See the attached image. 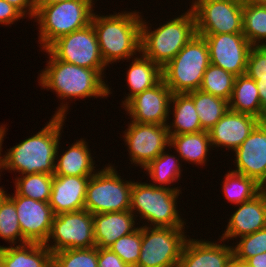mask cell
Masks as SVG:
<instances>
[{
    "label": "cell",
    "mask_w": 266,
    "mask_h": 267,
    "mask_svg": "<svg viewBox=\"0 0 266 267\" xmlns=\"http://www.w3.org/2000/svg\"><path fill=\"white\" fill-rule=\"evenodd\" d=\"M43 51L48 54L49 60L37 77L38 83L43 89L56 92V96L65 103L62 101L53 116L66 117L69 111L67 99L107 98L112 94V88L98 71L57 60L47 49Z\"/></svg>",
    "instance_id": "1"
},
{
    "label": "cell",
    "mask_w": 266,
    "mask_h": 267,
    "mask_svg": "<svg viewBox=\"0 0 266 267\" xmlns=\"http://www.w3.org/2000/svg\"><path fill=\"white\" fill-rule=\"evenodd\" d=\"M66 117L52 116L49 122L33 136L24 139L3 155V169L19 172L20 175L55 172L61 130Z\"/></svg>",
    "instance_id": "2"
},
{
    "label": "cell",
    "mask_w": 266,
    "mask_h": 267,
    "mask_svg": "<svg viewBox=\"0 0 266 267\" xmlns=\"http://www.w3.org/2000/svg\"><path fill=\"white\" fill-rule=\"evenodd\" d=\"M139 14L141 12L137 10L106 16L93 12L91 23L107 66L117 61L130 60L140 53L142 14Z\"/></svg>",
    "instance_id": "3"
},
{
    "label": "cell",
    "mask_w": 266,
    "mask_h": 267,
    "mask_svg": "<svg viewBox=\"0 0 266 267\" xmlns=\"http://www.w3.org/2000/svg\"><path fill=\"white\" fill-rule=\"evenodd\" d=\"M151 29L142 17L140 52L163 68L196 34L195 16L189 8L154 31Z\"/></svg>",
    "instance_id": "4"
},
{
    "label": "cell",
    "mask_w": 266,
    "mask_h": 267,
    "mask_svg": "<svg viewBox=\"0 0 266 267\" xmlns=\"http://www.w3.org/2000/svg\"><path fill=\"white\" fill-rule=\"evenodd\" d=\"M181 191L133 181L130 211L145 219L147 227L185 228L186 222L177 210ZM139 214V215H137ZM150 222V224H149ZM149 225V226H148Z\"/></svg>",
    "instance_id": "5"
},
{
    "label": "cell",
    "mask_w": 266,
    "mask_h": 267,
    "mask_svg": "<svg viewBox=\"0 0 266 267\" xmlns=\"http://www.w3.org/2000/svg\"><path fill=\"white\" fill-rule=\"evenodd\" d=\"M94 3L93 0H67L39 7L34 20L39 24L41 49H46L57 38L89 25Z\"/></svg>",
    "instance_id": "6"
},
{
    "label": "cell",
    "mask_w": 266,
    "mask_h": 267,
    "mask_svg": "<svg viewBox=\"0 0 266 267\" xmlns=\"http://www.w3.org/2000/svg\"><path fill=\"white\" fill-rule=\"evenodd\" d=\"M210 64L208 45L203 36L195 34L162 68L163 80L172 94L199 90Z\"/></svg>",
    "instance_id": "7"
},
{
    "label": "cell",
    "mask_w": 266,
    "mask_h": 267,
    "mask_svg": "<svg viewBox=\"0 0 266 267\" xmlns=\"http://www.w3.org/2000/svg\"><path fill=\"white\" fill-rule=\"evenodd\" d=\"M90 176L85 196V209L96 213L130 210L133 181L118 174L111 163Z\"/></svg>",
    "instance_id": "8"
},
{
    "label": "cell",
    "mask_w": 266,
    "mask_h": 267,
    "mask_svg": "<svg viewBox=\"0 0 266 267\" xmlns=\"http://www.w3.org/2000/svg\"><path fill=\"white\" fill-rule=\"evenodd\" d=\"M185 231V228L142 225V244L136 267H178L184 244L189 238Z\"/></svg>",
    "instance_id": "9"
},
{
    "label": "cell",
    "mask_w": 266,
    "mask_h": 267,
    "mask_svg": "<svg viewBox=\"0 0 266 267\" xmlns=\"http://www.w3.org/2000/svg\"><path fill=\"white\" fill-rule=\"evenodd\" d=\"M244 0H192L196 34L217 35L243 32Z\"/></svg>",
    "instance_id": "10"
},
{
    "label": "cell",
    "mask_w": 266,
    "mask_h": 267,
    "mask_svg": "<svg viewBox=\"0 0 266 267\" xmlns=\"http://www.w3.org/2000/svg\"><path fill=\"white\" fill-rule=\"evenodd\" d=\"M57 60L98 71L104 78L107 65L102 59L95 29L86 27L63 35L46 48Z\"/></svg>",
    "instance_id": "11"
},
{
    "label": "cell",
    "mask_w": 266,
    "mask_h": 267,
    "mask_svg": "<svg viewBox=\"0 0 266 267\" xmlns=\"http://www.w3.org/2000/svg\"><path fill=\"white\" fill-rule=\"evenodd\" d=\"M44 245L52 253L96 247L93 215L86 209L54 215L50 235Z\"/></svg>",
    "instance_id": "12"
},
{
    "label": "cell",
    "mask_w": 266,
    "mask_h": 267,
    "mask_svg": "<svg viewBox=\"0 0 266 267\" xmlns=\"http://www.w3.org/2000/svg\"><path fill=\"white\" fill-rule=\"evenodd\" d=\"M123 132L131 164L144 168L170 145L167 125L130 121Z\"/></svg>",
    "instance_id": "13"
},
{
    "label": "cell",
    "mask_w": 266,
    "mask_h": 267,
    "mask_svg": "<svg viewBox=\"0 0 266 267\" xmlns=\"http://www.w3.org/2000/svg\"><path fill=\"white\" fill-rule=\"evenodd\" d=\"M201 36L208 45L211 64L235 76L246 74L247 58L252 45L243 33Z\"/></svg>",
    "instance_id": "14"
},
{
    "label": "cell",
    "mask_w": 266,
    "mask_h": 267,
    "mask_svg": "<svg viewBox=\"0 0 266 267\" xmlns=\"http://www.w3.org/2000/svg\"><path fill=\"white\" fill-rule=\"evenodd\" d=\"M8 197L14 202L23 244H45L52 228L54 213L48 202L23 197L16 192Z\"/></svg>",
    "instance_id": "15"
},
{
    "label": "cell",
    "mask_w": 266,
    "mask_h": 267,
    "mask_svg": "<svg viewBox=\"0 0 266 267\" xmlns=\"http://www.w3.org/2000/svg\"><path fill=\"white\" fill-rule=\"evenodd\" d=\"M172 92L162 79L132 97L124 106L132 122L167 125ZM168 120V121H167Z\"/></svg>",
    "instance_id": "16"
},
{
    "label": "cell",
    "mask_w": 266,
    "mask_h": 267,
    "mask_svg": "<svg viewBox=\"0 0 266 267\" xmlns=\"http://www.w3.org/2000/svg\"><path fill=\"white\" fill-rule=\"evenodd\" d=\"M234 172L258 182L266 174V121H261L234 150Z\"/></svg>",
    "instance_id": "17"
},
{
    "label": "cell",
    "mask_w": 266,
    "mask_h": 267,
    "mask_svg": "<svg viewBox=\"0 0 266 267\" xmlns=\"http://www.w3.org/2000/svg\"><path fill=\"white\" fill-rule=\"evenodd\" d=\"M224 242L221 238L218 242H211L205 238L198 240L189 237L184 244L178 267H230L234 259L233 248Z\"/></svg>",
    "instance_id": "18"
},
{
    "label": "cell",
    "mask_w": 266,
    "mask_h": 267,
    "mask_svg": "<svg viewBox=\"0 0 266 267\" xmlns=\"http://www.w3.org/2000/svg\"><path fill=\"white\" fill-rule=\"evenodd\" d=\"M260 122V119L252 115L228 110L208 131L212 149L221 147L233 152Z\"/></svg>",
    "instance_id": "19"
},
{
    "label": "cell",
    "mask_w": 266,
    "mask_h": 267,
    "mask_svg": "<svg viewBox=\"0 0 266 267\" xmlns=\"http://www.w3.org/2000/svg\"><path fill=\"white\" fill-rule=\"evenodd\" d=\"M90 176L53 175L49 205L54 215L85 209V196Z\"/></svg>",
    "instance_id": "20"
},
{
    "label": "cell",
    "mask_w": 266,
    "mask_h": 267,
    "mask_svg": "<svg viewBox=\"0 0 266 267\" xmlns=\"http://www.w3.org/2000/svg\"><path fill=\"white\" fill-rule=\"evenodd\" d=\"M237 206L221 236L224 241L238 239L266 228V201L262 197L257 195Z\"/></svg>",
    "instance_id": "21"
},
{
    "label": "cell",
    "mask_w": 266,
    "mask_h": 267,
    "mask_svg": "<svg viewBox=\"0 0 266 267\" xmlns=\"http://www.w3.org/2000/svg\"><path fill=\"white\" fill-rule=\"evenodd\" d=\"M136 217L130 211L93 214L94 240L97 248H109L120 237L136 231Z\"/></svg>",
    "instance_id": "22"
},
{
    "label": "cell",
    "mask_w": 266,
    "mask_h": 267,
    "mask_svg": "<svg viewBox=\"0 0 266 267\" xmlns=\"http://www.w3.org/2000/svg\"><path fill=\"white\" fill-rule=\"evenodd\" d=\"M88 146L86 140L81 138L69 145L67 150L64 153L62 152L61 156H58V145L54 175L92 176L95 174L98 170L96 169V163L93 160L94 157H92L91 150Z\"/></svg>",
    "instance_id": "23"
},
{
    "label": "cell",
    "mask_w": 266,
    "mask_h": 267,
    "mask_svg": "<svg viewBox=\"0 0 266 267\" xmlns=\"http://www.w3.org/2000/svg\"><path fill=\"white\" fill-rule=\"evenodd\" d=\"M53 253L39 243L0 245L1 267H52Z\"/></svg>",
    "instance_id": "24"
},
{
    "label": "cell",
    "mask_w": 266,
    "mask_h": 267,
    "mask_svg": "<svg viewBox=\"0 0 266 267\" xmlns=\"http://www.w3.org/2000/svg\"><path fill=\"white\" fill-rule=\"evenodd\" d=\"M137 57H133L126 72V81L129 92L125 100L122 101V107L136 94L158 84L162 79V67L151 59L145 57L141 52Z\"/></svg>",
    "instance_id": "25"
},
{
    "label": "cell",
    "mask_w": 266,
    "mask_h": 267,
    "mask_svg": "<svg viewBox=\"0 0 266 267\" xmlns=\"http://www.w3.org/2000/svg\"><path fill=\"white\" fill-rule=\"evenodd\" d=\"M171 105H173V107ZM169 112V115L173 113L172 117L174 118L170 124H167L169 135L204 131L200 125L193 98L188 93L172 94Z\"/></svg>",
    "instance_id": "26"
},
{
    "label": "cell",
    "mask_w": 266,
    "mask_h": 267,
    "mask_svg": "<svg viewBox=\"0 0 266 267\" xmlns=\"http://www.w3.org/2000/svg\"><path fill=\"white\" fill-rule=\"evenodd\" d=\"M169 148H174L179 157L184 162L195 164V166H205L207 163V155L211 150V140L208 131H200L196 133H187L180 135H169Z\"/></svg>",
    "instance_id": "27"
},
{
    "label": "cell",
    "mask_w": 266,
    "mask_h": 267,
    "mask_svg": "<svg viewBox=\"0 0 266 267\" xmlns=\"http://www.w3.org/2000/svg\"><path fill=\"white\" fill-rule=\"evenodd\" d=\"M229 110L249 114L261 121H266V113L261 109L256 82L247 74L236 76Z\"/></svg>",
    "instance_id": "28"
},
{
    "label": "cell",
    "mask_w": 266,
    "mask_h": 267,
    "mask_svg": "<svg viewBox=\"0 0 266 267\" xmlns=\"http://www.w3.org/2000/svg\"><path fill=\"white\" fill-rule=\"evenodd\" d=\"M179 156L167 153L165 150L143 168L151 178L152 185L168 189L182 191L180 187H170L171 184L177 182L181 178L182 164ZM159 184V185H158Z\"/></svg>",
    "instance_id": "29"
},
{
    "label": "cell",
    "mask_w": 266,
    "mask_h": 267,
    "mask_svg": "<svg viewBox=\"0 0 266 267\" xmlns=\"http://www.w3.org/2000/svg\"><path fill=\"white\" fill-rule=\"evenodd\" d=\"M198 113L200 125L204 131H209L229 110V101L201 90L188 92Z\"/></svg>",
    "instance_id": "30"
},
{
    "label": "cell",
    "mask_w": 266,
    "mask_h": 267,
    "mask_svg": "<svg viewBox=\"0 0 266 267\" xmlns=\"http://www.w3.org/2000/svg\"><path fill=\"white\" fill-rule=\"evenodd\" d=\"M242 33L252 46H266V4L243 1Z\"/></svg>",
    "instance_id": "31"
},
{
    "label": "cell",
    "mask_w": 266,
    "mask_h": 267,
    "mask_svg": "<svg viewBox=\"0 0 266 267\" xmlns=\"http://www.w3.org/2000/svg\"><path fill=\"white\" fill-rule=\"evenodd\" d=\"M224 176L222 192L228 202L239 205L258 195L257 182L254 179L230 170Z\"/></svg>",
    "instance_id": "32"
},
{
    "label": "cell",
    "mask_w": 266,
    "mask_h": 267,
    "mask_svg": "<svg viewBox=\"0 0 266 267\" xmlns=\"http://www.w3.org/2000/svg\"><path fill=\"white\" fill-rule=\"evenodd\" d=\"M53 175L35 173L15 178V192L36 201L49 202Z\"/></svg>",
    "instance_id": "33"
},
{
    "label": "cell",
    "mask_w": 266,
    "mask_h": 267,
    "mask_svg": "<svg viewBox=\"0 0 266 267\" xmlns=\"http://www.w3.org/2000/svg\"><path fill=\"white\" fill-rule=\"evenodd\" d=\"M235 79L234 74L210 64L203 75L199 90L230 101Z\"/></svg>",
    "instance_id": "34"
},
{
    "label": "cell",
    "mask_w": 266,
    "mask_h": 267,
    "mask_svg": "<svg viewBox=\"0 0 266 267\" xmlns=\"http://www.w3.org/2000/svg\"><path fill=\"white\" fill-rule=\"evenodd\" d=\"M52 267H98V248L65 249L53 253Z\"/></svg>",
    "instance_id": "35"
},
{
    "label": "cell",
    "mask_w": 266,
    "mask_h": 267,
    "mask_svg": "<svg viewBox=\"0 0 266 267\" xmlns=\"http://www.w3.org/2000/svg\"><path fill=\"white\" fill-rule=\"evenodd\" d=\"M0 238L8 241L10 245L23 244L16 207L8 196L0 205Z\"/></svg>",
    "instance_id": "36"
},
{
    "label": "cell",
    "mask_w": 266,
    "mask_h": 267,
    "mask_svg": "<svg viewBox=\"0 0 266 267\" xmlns=\"http://www.w3.org/2000/svg\"><path fill=\"white\" fill-rule=\"evenodd\" d=\"M142 244V226L133 233L120 237L109 249L116 253L129 267L138 264Z\"/></svg>",
    "instance_id": "37"
},
{
    "label": "cell",
    "mask_w": 266,
    "mask_h": 267,
    "mask_svg": "<svg viewBox=\"0 0 266 267\" xmlns=\"http://www.w3.org/2000/svg\"><path fill=\"white\" fill-rule=\"evenodd\" d=\"M233 245V260L247 261L257 254L266 252V228L255 233L245 235L236 240ZM235 246V247H234Z\"/></svg>",
    "instance_id": "38"
},
{
    "label": "cell",
    "mask_w": 266,
    "mask_h": 267,
    "mask_svg": "<svg viewBox=\"0 0 266 267\" xmlns=\"http://www.w3.org/2000/svg\"><path fill=\"white\" fill-rule=\"evenodd\" d=\"M248 76H266V46H252L248 58Z\"/></svg>",
    "instance_id": "39"
},
{
    "label": "cell",
    "mask_w": 266,
    "mask_h": 267,
    "mask_svg": "<svg viewBox=\"0 0 266 267\" xmlns=\"http://www.w3.org/2000/svg\"><path fill=\"white\" fill-rule=\"evenodd\" d=\"M26 18L17 8L5 0H0V24L11 25L14 22Z\"/></svg>",
    "instance_id": "40"
},
{
    "label": "cell",
    "mask_w": 266,
    "mask_h": 267,
    "mask_svg": "<svg viewBox=\"0 0 266 267\" xmlns=\"http://www.w3.org/2000/svg\"><path fill=\"white\" fill-rule=\"evenodd\" d=\"M98 267H129L109 248H98Z\"/></svg>",
    "instance_id": "41"
},
{
    "label": "cell",
    "mask_w": 266,
    "mask_h": 267,
    "mask_svg": "<svg viewBox=\"0 0 266 267\" xmlns=\"http://www.w3.org/2000/svg\"><path fill=\"white\" fill-rule=\"evenodd\" d=\"M5 1H7L9 4L17 8L24 16L29 17V19L33 20L36 13L34 0H5Z\"/></svg>",
    "instance_id": "42"
},
{
    "label": "cell",
    "mask_w": 266,
    "mask_h": 267,
    "mask_svg": "<svg viewBox=\"0 0 266 267\" xmlns=\"http://www.w3.org/2000/svg\"><path fill=\"white\" fill-rule=\"evenodd\" d=\"M257 85L261 109L266 113V76H249Z\"/></svg>",
    "instance_id": "43"
},
{
    "label": "cell",
    "mask_w": 266,
    "mask_h": 267,
    "mask_svg": "<svg viewBox=\"0 0 266 267\" xmlns=\"http://www.w3.org/2000/svg\"><path fill=\"white\" fill-rule=\"evenodd\" d=\"M246 262L253 267H266V252L257 254L249 258Z\"/></svg>",
    "instance_id": "44"
},
{
    "label": "cell",
    "mask_w": 266,
    "mask_h": 267,
    "mask_svg": "<svg viewBox=\"0 0 266 267\" xmlns=\"http://www.w3.org/2000/svg\"><path fill=\"white\" fill-rule=\"evenodd\" d=\"M5 126H6V124L0 125V174H1L2 170L4 171V169H3V156H1L2 155L1 153H2V145H3L2 142L4 141V137L6 136V133H7V130H6L7 128Z\"/></svg>",
    "instance_id": "45"
},
{
    "label": "cell",
    "mask_w": 266,
    "mask_h": 267,
    "mask_svg": "<svg viewBox=\"0 0 266 267\" xmlns=\"http://www.w3.org/2000/svg\"><path fill=\"white\" fill-rule=\"evenodd\" d=\"M258 195L266 201V174L257 182Z\"/></svg>",
    "instance_id": "46"
},
{
    "label": "cell",
    "mask_w": 266,
    "mask_h": 267,
    "mask_svg": "<svg viewBox=\"0 0 266 267\" xmlns=\"http://www.w3.org/2000/svg\"><path fill=\"white\" fill-rule=\"evenodd\" d=\"M63 1L67 0H34L35 10H37L39 7L48 6Z\"/></svg>",
    "instance_id": "47"
},
{
    "label": "cell",
    "mask_w": 266,
    "mask_h": 267,
    "mask_svg": "<svg viewBox=\"0 0 266 267\" xmlns=\"http://www.w3.org/2000/svg\"><path fill=\"white\" fill-rule=\"evenodd\" d=\"M232 265L234 267H253L249 263H247L246 261H243V260H233Z\"/></svg>",
    "instance_id": "48"
},
{
    "label": "cell",
    "mask_w": 266,
    "mask_h": 267,
    "mask_svg": "<svg viewBox=\"0 0 266 267\" xmlns=\"http://www.w3.org/2000/svg\"><path fill=\"white\" fill-rule=\"evenodd\" d=\"M8 196L6 191H4L3 187H0V205L3 202V200Z\"/></svg>",
    "instance_id": "49"
},
{
    "label": "cell",
    "mask_w": 266,
    "mask_h": 267,
    "mask_svg": "<svg viewBox=\"0 0 266 267\" xmlns=\"http://www.w3.org/2000/svg\"><path fill=\"white\" fill-rule=\"evenodd\" d=\"M251 1L259 3V4H266V0H251Z\"/></svg>",
    "instance_id": "50"
}]
</instances>
